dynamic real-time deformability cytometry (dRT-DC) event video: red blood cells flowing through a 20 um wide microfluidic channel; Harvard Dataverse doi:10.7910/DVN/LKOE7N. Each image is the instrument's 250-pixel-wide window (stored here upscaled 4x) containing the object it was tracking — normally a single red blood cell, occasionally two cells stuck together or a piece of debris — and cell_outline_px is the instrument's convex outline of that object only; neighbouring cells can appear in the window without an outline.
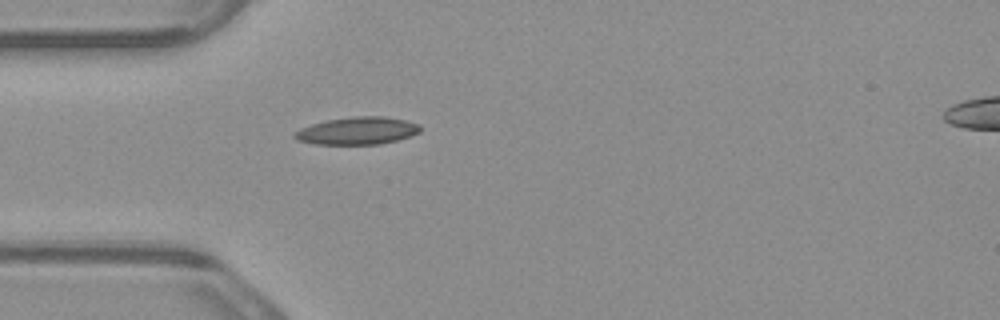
{"species": "common noctule bat (a hibernating species)", "species_latin": "Nyctalus noctula", "temperature_condition": "warm", "stored_images_in_passage": 1, "camera_frame_rate_fps": 3000, "um_per_image_px": 0.085, "animal": {"sex": "male", "body_mass_g": 23.1, "forearm_length_mm": 52.7}, "frame": {"image": 1, "passage_image": 1, "time_ms": 0.0, "image_size_px": [1000, 320], "cell_outline_px": [[420, 132], [412, 136], [380, 144], [312, 144], [296, 140], [292, 136], [300, 128], [312, 124], [328, 120], [352, 116], [384, 116], [404, 120], [420, 124]], "centroid_in_image_um": [30.37, 11.12], "position_along_channel_um": 54.6, "area_um2": 20.17}}